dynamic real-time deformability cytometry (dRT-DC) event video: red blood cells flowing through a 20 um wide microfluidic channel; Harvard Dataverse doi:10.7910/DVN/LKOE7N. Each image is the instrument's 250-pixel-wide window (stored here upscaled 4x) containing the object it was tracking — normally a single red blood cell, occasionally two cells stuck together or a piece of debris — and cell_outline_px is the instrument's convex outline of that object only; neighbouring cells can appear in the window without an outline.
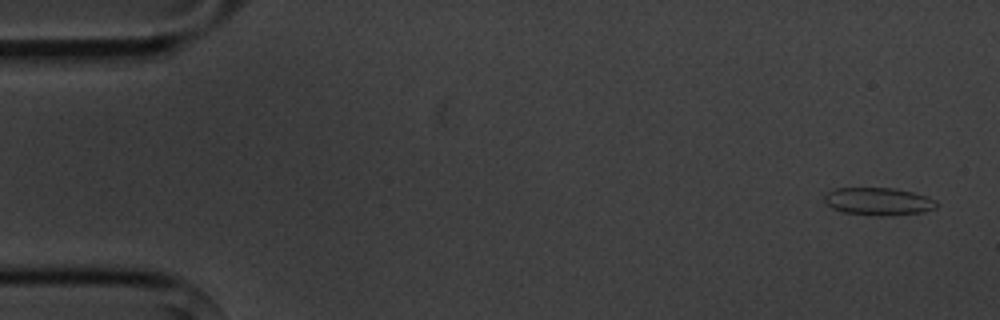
{"species": "common noctule bat (a hibernating species)", "species_latin": "Nyctalus noctula", "temperature_condition": "cold", "stored_images_in_passage": 6, "camera_frame_rate_fps": 3000, "um_per_image_px": 0.085, "animal": {"sex": "male", "body_mass_g": 20.1, "forearm_length_mm": 53.5}, "frame": {"image": 1, "passage_image": 1, "time_ms": 0.0, "image_size_px": [1000, 320], "cell_outline_px": [[936, 208], [924, 212], [892, 216], [888, 216], [844, 212], [832, 208], [824, 200], [824, 196], [828, 192], [836, 188], [896, 188], [928, 196], [936, 200]], "centroid_in_image_um": [74.71, 17.12], "position_along_channel_um": 10.3, "area_um2": 18.03}}
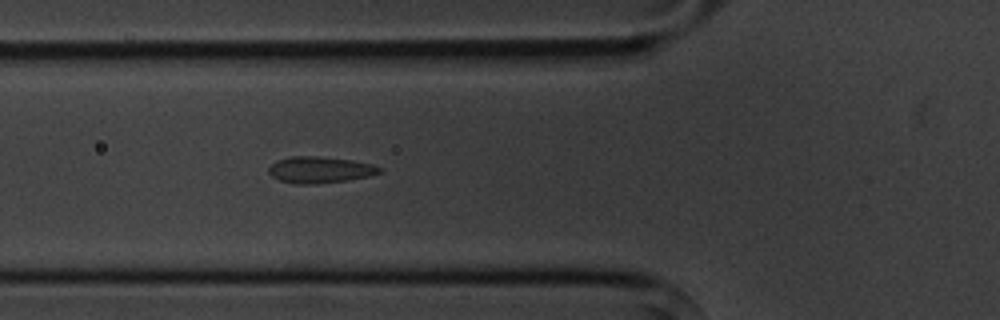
{"frame": {"image": 2, "passage_image": 6, "time_ms": 5.667, "image_size_px": [1000, 320], "cell_outline_px": [[384, 168], [380, 172], [368, 176], [348, 180], [316, 184], [296, 184], [280, 180], [272, 176], [268, 172], [268, 168], [276, 160], [292, 156], [316, 156], [352, 160], [372, 164]], "centroid_in_image_um": [27.19, 14.43], "position_along_channel_um": 98.6, "area_um2": 17.05}}